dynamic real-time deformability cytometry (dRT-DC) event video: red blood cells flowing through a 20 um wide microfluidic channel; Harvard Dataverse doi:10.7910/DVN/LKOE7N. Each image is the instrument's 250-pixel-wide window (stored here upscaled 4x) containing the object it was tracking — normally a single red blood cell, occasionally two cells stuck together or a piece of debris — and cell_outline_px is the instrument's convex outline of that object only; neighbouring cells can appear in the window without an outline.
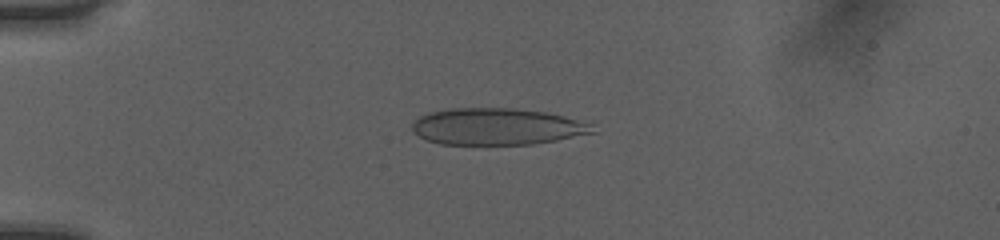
{"species": "human", "species_latin": "Homo sapiens", "temperature_condition": "room temperature", "stored_images_in_passage": 49, "camera_frame_rate_fps": 3000, "um_per_image_px": 0.085, "donor": {"sex": "female"}, "frame": {"image": 1, "passage_image": 12, "time_ms": 3.667, "image_size_px": [1000, 240], "cell_outline_px": [[596, 132], [556, 140], [532, 144], [440, 144], [428, 140], [412, 132], [412, 124], [420, 116], [428, 112], [452, 108], [512, 108], [544, 112], [560, 116], [588, 124]], "centroid_in_image_um": [42.15, 10.76], "position_along_channel_um": 42.9, "area_um2": 37.97}}
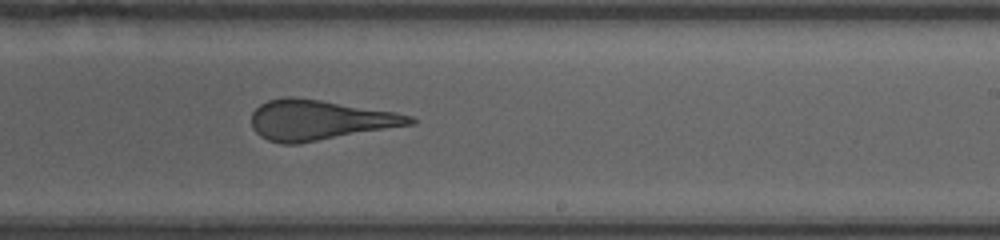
{"frame": {"image": 2, "passage_image": 31, "time_ms": 10.0, "image_size_px": [1000, 240], "cell_outline_px": [[416, 120], [412, 124], [296, 144], [280, 144], [268, 140], [260, 136], [252, 128], [252, 112], [260, 104], [268, 100], [284, 96], [292, 96], [320, 100], [396, 112], [412, 116]], "centroid_in_image_um": [27.1, 10.19], "position_along_channel_um": 261.9, "area_um2": 36.76}}
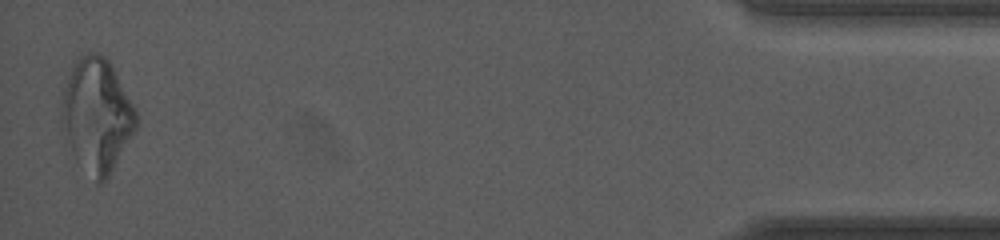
{"frame": {"image": 3, "passage_image": 49, "time_ms": 16.0, "image_size_px": [1000, 240], "cell_outline_px": [[136, 128], [108, 176], [100, 184], [96, 184], [76, 160], [72, 152], [60, 120], [64, 88], [72, 68], [80, 56], [88, 52], [100, 52], [108, 60], [136, 108]], "centroid_in_image_um": [8.22, 9.8], "position_along_channel_um": 427.0, "area_um2": 48.67}, "authors_computed_cell_mechanics": {"area_um2": 38.437, "velocity_mm_per_s": 4.0482, "shape_relaxation_time_tau1_ms": null, "shape_relaxation_time_tau2_ms": 1.0728, "deformation_change_tau1": null, "deformation_change_tau2": 0.0895}}